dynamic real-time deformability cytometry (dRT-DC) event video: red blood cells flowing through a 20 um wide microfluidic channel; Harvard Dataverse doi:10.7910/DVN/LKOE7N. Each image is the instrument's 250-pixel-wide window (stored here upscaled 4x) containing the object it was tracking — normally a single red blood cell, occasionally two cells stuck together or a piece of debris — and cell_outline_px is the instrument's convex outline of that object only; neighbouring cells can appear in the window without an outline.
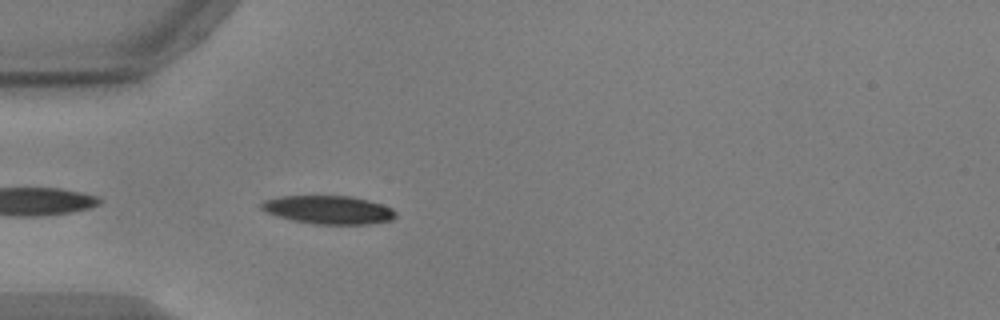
{"species": "common noctule bat (a hibernating species)", "species_latin": "Nyctalus noctula", "temperature_condition": "warm", "stored_images_in_passage": 26, "camera_frame_rate_fps": 3000, "um_per_image_px": 0.085, "animal": {"sex": "male", "body_mass_g": 17.9, "forearm_length_mm": 54.2}, "frame": {"image": 1, "passage_image": 3, "time_ms": 0.667, "image_size_px": [1000, 320], "cell_outline_px": [[396, 216], [392, 220], [368, 224], [312, 224], [292, 220], [276, 216], [260, 208], [260, 204], [264, 200], [280, 196], [352, 196], [368, 200], [392, 208], [396, 212]], "centroid_in_image_um": [27.91, 17.83], "position_along_channel_um": 57.1, "area_um2": 22.2}}
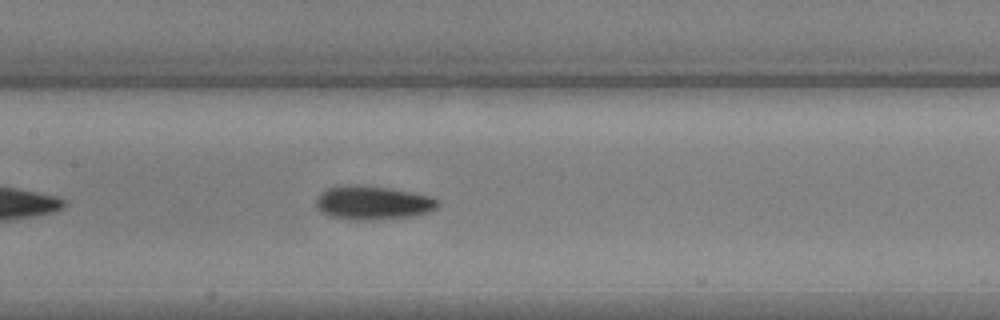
{"frame": {"image": 2, "passage_image": 13, "time_ms": 4.0, "image_size_px": [1000, 320], "cell_outline_px": [[440, 204], [436, 208], [428, 212], [412, 216], [380, 220], [352, 220], [328, 216], [316, 208], [316, 196], [320, 192], [328, 188], [348, 184], [364, 184], [392, 188], [432, 196]], "centroid_in_image_um": [31.66, 17.23], "position_along_channel_um": 175.7, "area_um2": 24.51}}
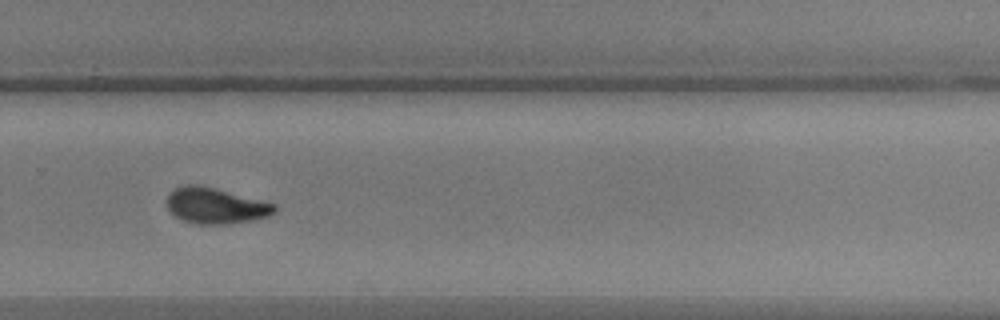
{"frame": {"image": 3, "passage_image": 24, "time_ms": 7.667, "image_size_px": [1000, 320], "cell_outline_px": [[276, 212], [268, 216], [252, 220], [224, 224], [196, 224], [184, 220], [176, 216], [168, 208], [168, 196], [176, 188], [184, 184], [196, 184], [216, 188], [276, 204]], "centroid_in_image_um": [18.35, 17.48], "position_along_channel_um": 311.5, "area_um2": 22.25}}